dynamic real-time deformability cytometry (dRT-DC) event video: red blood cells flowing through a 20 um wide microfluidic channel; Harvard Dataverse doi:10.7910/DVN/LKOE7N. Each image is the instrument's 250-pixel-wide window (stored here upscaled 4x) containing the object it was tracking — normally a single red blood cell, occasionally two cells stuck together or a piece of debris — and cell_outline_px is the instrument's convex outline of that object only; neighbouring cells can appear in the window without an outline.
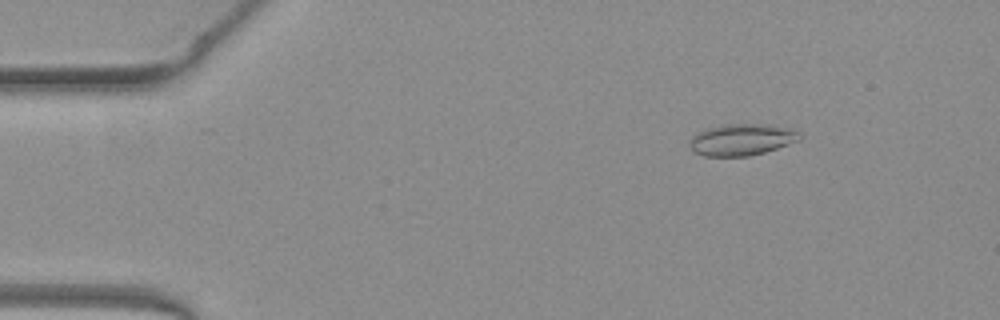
{"species": "common noctule bat (a hibernating species)", "species_latin": "Nyctalus noctula", "temperature_condition": "warm", "stored_images_in_passage": 51, "camera_frame_rate_fps": 3000, "um_per_image_px": 0.085, "animal": {"sex": "female", "body_mass_g": 19.3, "forearm_length_mm": 54.1}, "frame": {"image": 1, "passage_image": 7, "time_ms": 2.0, "image_size_px": [1000, 320], "cell_outline_px": [[800, 140], [764, 152], [748, 156], [704, 156], [692, 152], [688, 144], [688, 140], [692, 136], [708, 128], [724, 124], [772, 124], [788, 128], [800, 132]], "centroid_in_image_um": [63.01, 11.87], "position_along_channel_um": 22.0, "area_um2": 20.35}}
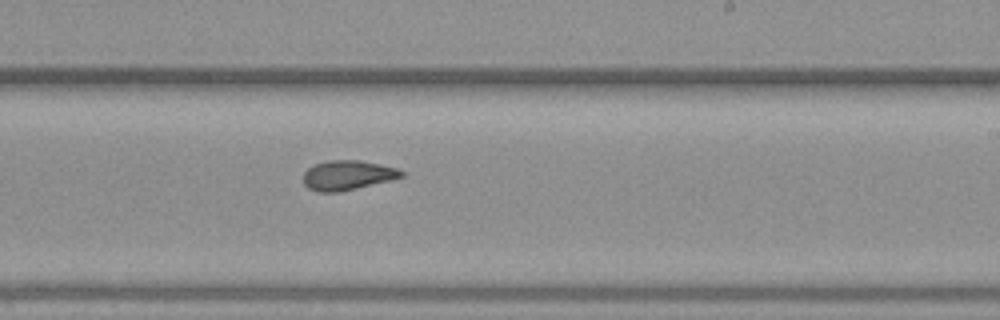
{"frame": {"image": 2, "passage_image": 31, "time_ms": 10.0, "image_size_px": [1000, 320], "cell_outline_px": [[404, 176], [340, 192], [320, 192], [308, 188], [304, 184], [304, 172], [308, 168], [316, 164], [328, 160], [360, 160], [380, 164], [396, 168], [404, 172]], "centroid_in_image_um": [29.52, 14.89], "position_along_channel_um": 259.5, "area_um2": 16.7}}
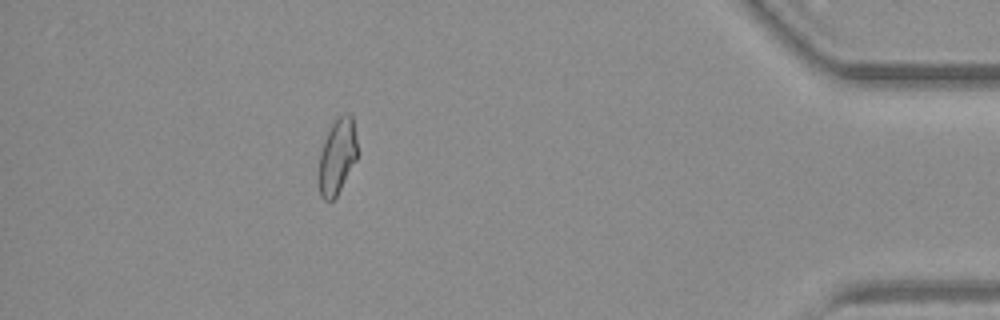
{"frame": {"image": 3, "passage_image": 46, "time_ms": 15.0, "image_size_px": [1000, 320], "cell_outline_px": [[356, 160], [336, 196], [332, 200], [324, 200], [320, 196], [320, 152], [324, 140], [336, 116], [344, 112], [348, 112], [352, 116], [356, 140]], "centroid_in_image_um": [28.67, 13.24], "position_along_channel_um": 406.5, "area_um2": 16.59}, "authors_computed_cell_mechanics": {"area_um2": 17.4556, "velocity_mm_per_s": 4.0124, "shape_relaxation_time_tau1_ms": null, "shape_relaxation_time_tau2_ms": 3.5845, "deformation_change_tau1": null, "deformation_change_tau2": 0.0998}}